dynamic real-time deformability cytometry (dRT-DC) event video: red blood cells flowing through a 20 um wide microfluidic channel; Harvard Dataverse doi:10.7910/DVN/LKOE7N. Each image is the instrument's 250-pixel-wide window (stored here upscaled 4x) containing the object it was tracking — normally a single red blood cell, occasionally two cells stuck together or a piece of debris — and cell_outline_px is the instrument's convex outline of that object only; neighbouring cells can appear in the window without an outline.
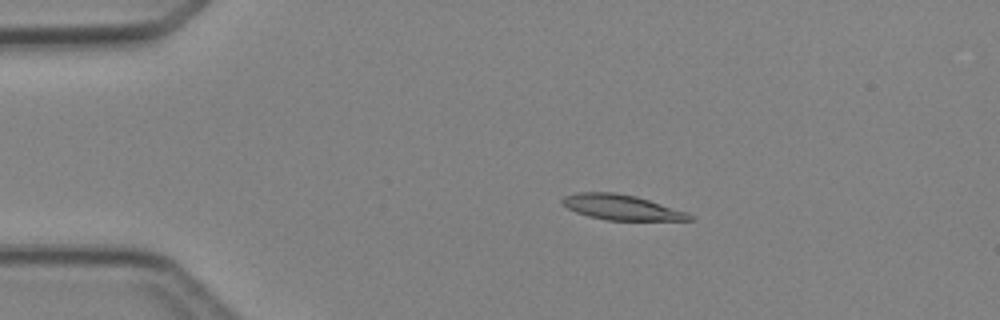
{"species": "Egyptian fruit bat (a non-hibernating species)", "species_latin": "Rousettus aegyptiacus", "temperature_condition": "cold", "stored_images_in_passage": 3, "camera_frame_rate_fps": 3000, "um_per_image_px": 0.085, "animal": {"sex": "female"}, "frame": {"image": 1, "passage_image": 2, "time_ms": 1.333, "image_size_px": [1000, 320], "cell_outline_px": [[696, 220], [608, 220], [588, 216], [576, 212], [568, 208], [560, 200], [564, 196], [576, 192], [612, 192], [636, 196], [688, 212]], "centroid_in_image_um": [52.83, 17.62], "position_along_channel_um": 32.2, "area_um2": 18.61}}